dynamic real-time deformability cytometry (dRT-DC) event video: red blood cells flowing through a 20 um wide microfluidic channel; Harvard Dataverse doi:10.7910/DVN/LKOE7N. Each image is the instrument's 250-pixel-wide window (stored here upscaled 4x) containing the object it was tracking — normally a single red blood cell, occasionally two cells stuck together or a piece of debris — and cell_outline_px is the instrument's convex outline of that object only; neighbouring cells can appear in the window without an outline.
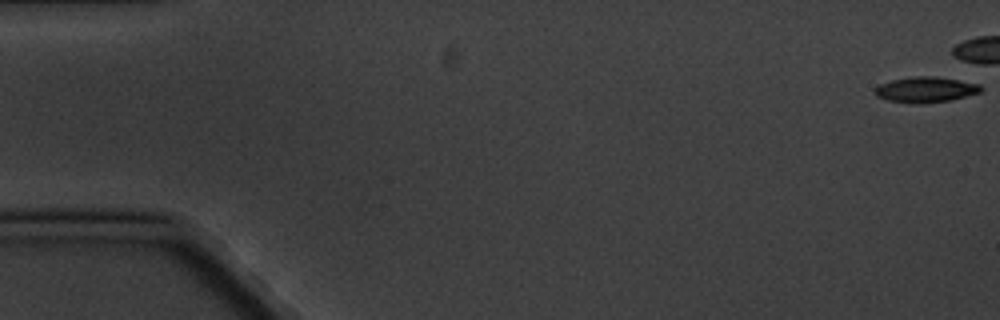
{"species": "common noctule bat (a hibernating species)", "species_latin": "Nyctalus noctula", "temperature_condition": "cold", "stored_images_in_passage": 7, "camera_frame_rate_fps": 3000, "um_per_image_px": 0.085, "animal": {"sex": "male", "body_mass_g": 20.1, "forearm_length_mm": 53.5}, "frame": {"image": 1, "passage_image": 1, "time_ms": 0.0, "image_size_px": [1000, 320], "cell_outline_px": [[984, 88], [980, 92], [948, 100], [888, 100], [876, 96], [872, 92], [880, 84], [892, 80], [912, 76], [936, 76], [980, 84]], "centroid_in_image_um": [78.69, 7.55], "position_along_channel_um": 6.3, "area_um2": 14.8}}
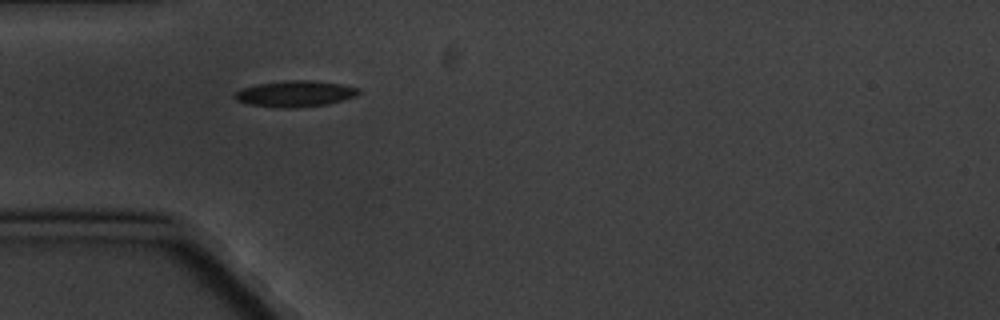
{"frame": {"image": 2, "passage_image": 7, "time_ms": 7.0, "image_size_px": [1000, 320], "cell_outline_px": [[360, 92], [356, 96], [344, 100], [328, 104], [296, 108], [280, 108], [252, 104], [236, 100], [232, 96], [240, 88], [256, 84], [284, 80], [312, 80], [340, 84], [360, 88]], "centroid_in_image_um": [25.09, 7.96], "position_along_channel_um": 59.9, "area_um2": 19.02}}